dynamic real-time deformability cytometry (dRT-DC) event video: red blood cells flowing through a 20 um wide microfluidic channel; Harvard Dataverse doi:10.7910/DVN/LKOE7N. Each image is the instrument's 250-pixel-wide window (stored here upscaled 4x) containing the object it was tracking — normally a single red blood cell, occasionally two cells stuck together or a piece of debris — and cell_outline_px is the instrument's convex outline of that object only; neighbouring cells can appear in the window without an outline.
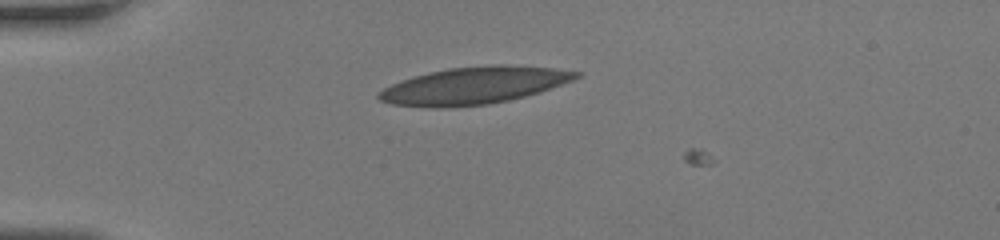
{"species": "human", "species_latin": "Homo sapiens", "temperature_condition": "room temperature", "stored_images_in_passage": 31, "camera_frame_rate_fps": 3000, "um_per_image_px": 0.085, "donor": {"sex": "female"}, "frame": {"image": 1, "passage_image": 1, "time_ms": 0.0, "image_size_px": [1000, 240], "cell_outline_px": [[580, 76], [572, 80], [540, 92], [508, 100], [488, 104], [444, 108], [432, 108], [392, 104], [380, 100], [376, 96], [376, 92], [392, 84], [416, 76], [448, 68], [492, 64], [496, 64], [552, 68], [580, 72]], "centroid_in_image_um": [40.26, 7.28], "position_along_channel_um": 44.7, "area_um2": 42.31}}
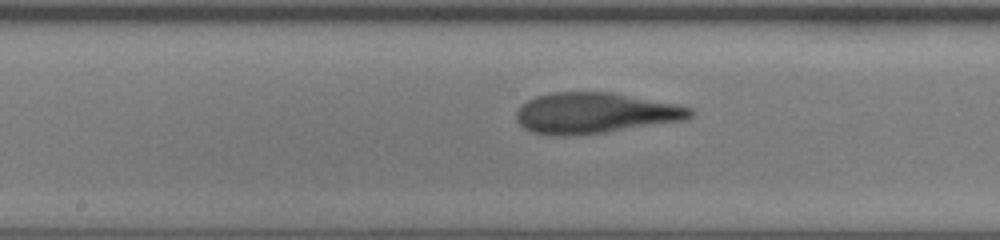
{"frame": {"image": 2, "passage_image": 14, "time_ms": 4.333, "image_size_px": [1000, 240], "cell_outline_px": [[696, 112], [692, 116], [684, 120], [608, 132], [568, 136], [560, 136], [532, 132], [524, 128], [516, 120], [516, 112], [528, 100], [536, 96], [552, 92], [616, 92], [680, 104], [692, 108]], "centroid_in_image_um": [50.64, 9.6], "position_along_channel_um": 197.6, "area_um2": 41.73}}
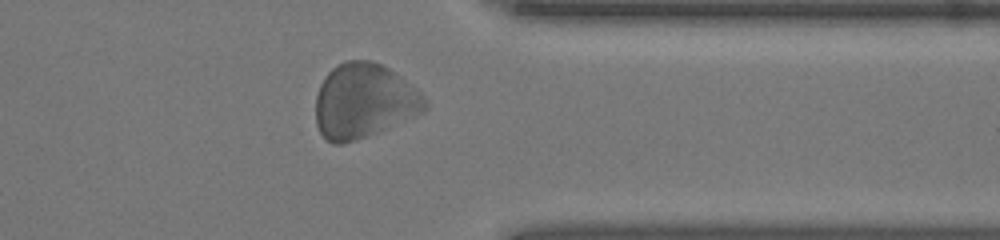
{"frame": {"image": 3, "passage_image": 27, "time_ms": 8.667, "image_size_px": [1000, 240], "cell_outline_px": [[428, 108], [420, 112], [356, 140], [340, 144], [332, 144], [320, 132], [316, 124], [316, 96], [320, 84], [324, 76], [336, 64], [348, 60], [372, 60], [388, 68], [416, 88], [424, 96], [428, 104]], "centroid_in_image_um": [30.88, 8.55], "position_along_channel_um": 380.5, "area_um2": 46.88}}